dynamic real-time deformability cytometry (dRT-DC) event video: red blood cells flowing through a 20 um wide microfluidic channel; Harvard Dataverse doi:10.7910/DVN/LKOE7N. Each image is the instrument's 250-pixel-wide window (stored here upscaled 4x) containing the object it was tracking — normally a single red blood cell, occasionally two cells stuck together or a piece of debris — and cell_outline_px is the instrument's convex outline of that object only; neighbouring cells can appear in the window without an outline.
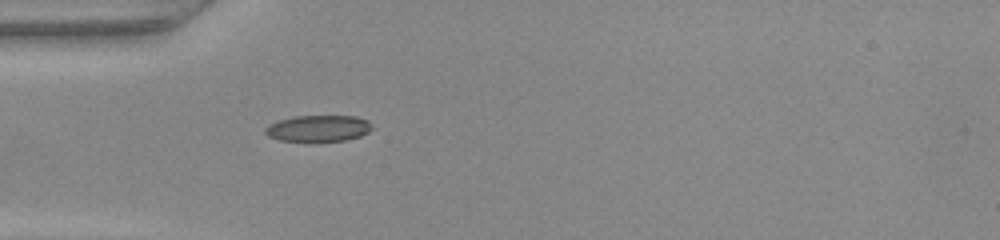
{"species": "common noctule bat (a hibernating species)", "species_latin": "Nyctalus noctula", "temperature_condition": "warm", "stored_images_in_passage": 32, "camera_frame_rate_fps": 3000, "um_per_image_px": 0.085, "animal": {"sex": "female", "body_mass_g": 22.0, "forearm_length_mm": 56.7}, "frame": {"image": 1, "passage_image": 1, "time_ms": 0.0, "image_size_px": [1000, 240], "cell_outline_px": [[372, 128], [368, 132], [360, 136], [344, 140], [280, 140], [268, 136], [264, 132], [264, 128], [268, 124], [292, 116], [356, 116], [368, 120], [372, 124]], "centroid_in_image_um": [27.05, 10.88], "position_along_channel_um": 57.9, "area_um2": 16.18}}
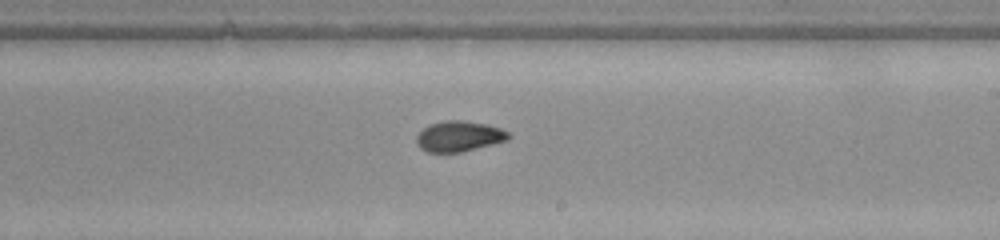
{"frame": {"image": 2, "passage_image": 15, "time_ms": 4.667, "image_size_px": [1000, 240], "cell_outline_px": [[512, 136], [508, 140], [460, 152], [428, 152], [420, 148], [416, 144], [416, 136], [428, 124], [444, 120], [460, 120], [484, 124], [500, 128], [508, 132]], "centroid_in_image_um": [38.99, 11.58], "position_along_channel_um": 250.0, "area_um2": 16.3}}
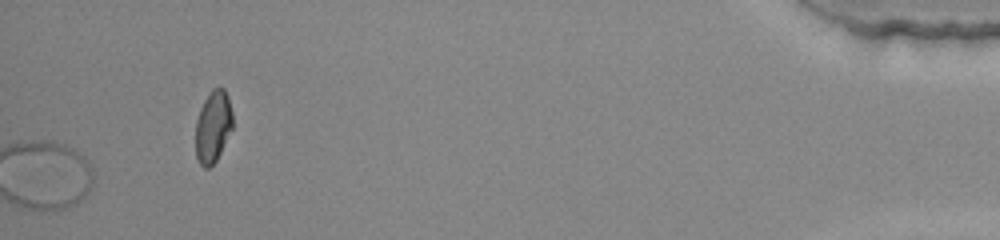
{"frame": {"image": 3, "passage_image": 32, "time_ms": 10.333, "image_size_px": [1000, 240], "cell_outline_px": [[232, 128], [216, 160], [208, 168], [204, 168], [200, 164], [196, 156], [196, 120], [200, 108], [204, 100], [212, 88], [224, 88], [228, 96], [232, 112]], "centroid_in_image_um": [18.1, 10.74], "position_along_channel_um": 417.1, "area_um2": 15.37}}